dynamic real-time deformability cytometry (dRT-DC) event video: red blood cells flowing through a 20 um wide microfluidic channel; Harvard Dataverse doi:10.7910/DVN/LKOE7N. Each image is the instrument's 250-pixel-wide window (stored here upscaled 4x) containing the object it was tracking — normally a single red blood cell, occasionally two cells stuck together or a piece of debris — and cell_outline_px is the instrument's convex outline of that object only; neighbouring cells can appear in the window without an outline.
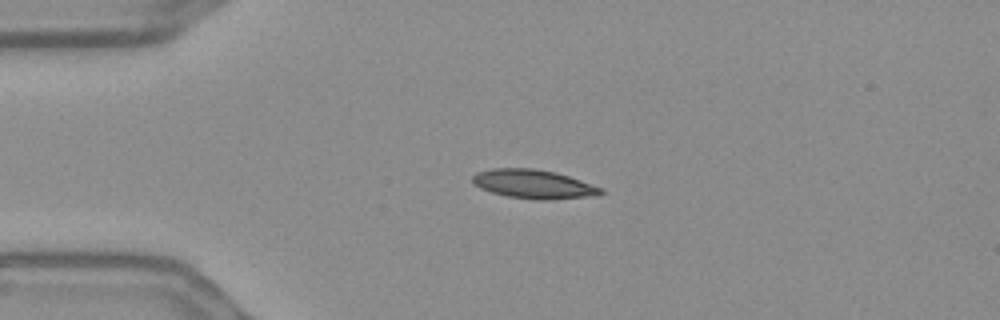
{"species": "Egyptian fruit bat (a non-hibernating species)", "species_latin": "Rousettus aegyptiacus", "temperature_condition": "warm", "stored_images_in_passage": 44, "camera_frame_rate_fps": 3000, "um_per_image_px": 0.085, "frame": {"image": 1, "passage_image": 1, "time_ms": 0.0, "image_size_px": [1000, 320], "cell_outline_px": [[604, 192], [600, 196], [552, 200], [536, 200], [508, 196], [492, 192], [480, 188], [472, 184], [472, 176], [476, 172], [492, 168], [532, 168], [556, 172], [604, 188]], "centroid_in_image_um": [45.39, 15.66], "position_along_channel_um": 39.6, "area_um2": 21.96}}
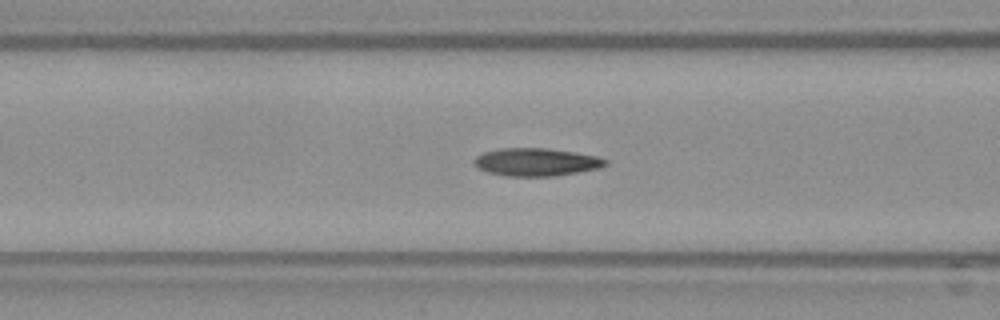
{"frame": {"image": 2, "passage_image": 10, "time_ms": 3.0, "image_size_px": [1000, 320], "cell_outline_px": [[608, 164], [600, 168], [552, 176], [508, 176], [488, 172], [476, 168], [472, 160], [476, 156], [484, 152], [500, 148], [544, 148], [572, 152], [596, 156], [608, 160]], "centroid_in_image_um": [45.54, 13.77], "position_along_channel_um": 121.1, "area_um2": 21.21}}
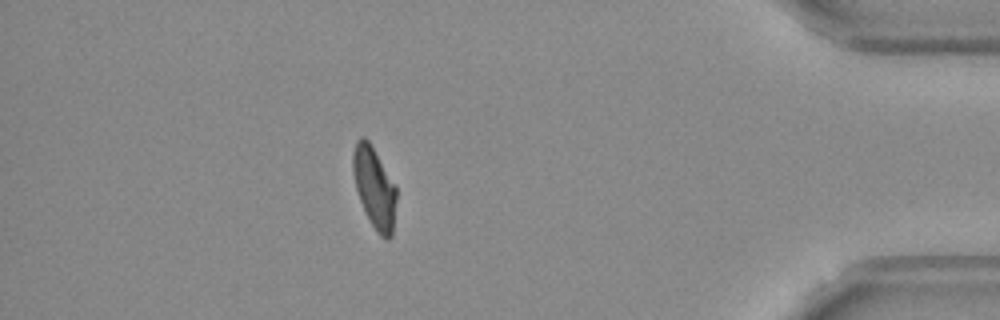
{"frame": {"image": 3, "passage_image": 37, "time_ms": 12.0, "image_size_px": [1000, 320], "cell_outline_px": [[396, 200], [392, 236], [388, 240], [384, 240], [376, 232], [360, 200], [356, 188], [352, 172], [352, 152], [356, 140], [360, 136], [364, 136], [368, 140], [396, 184]], "centroid_in_image_um": [31.82, 15.93], "position_along_channel_um": 403.4, "area_um2": 20.63}, "authors_computed_cell_mechanics": {"area_um2": 20.808, "velocity_mm_per_s": 3.6408, "shape_relaxation_time_tau1_ms": null, "shape_relaxation_time_tau2_ms": 2.2205, "deformation_change_tau1": null, "deformation_change_tau2": 0.071}}